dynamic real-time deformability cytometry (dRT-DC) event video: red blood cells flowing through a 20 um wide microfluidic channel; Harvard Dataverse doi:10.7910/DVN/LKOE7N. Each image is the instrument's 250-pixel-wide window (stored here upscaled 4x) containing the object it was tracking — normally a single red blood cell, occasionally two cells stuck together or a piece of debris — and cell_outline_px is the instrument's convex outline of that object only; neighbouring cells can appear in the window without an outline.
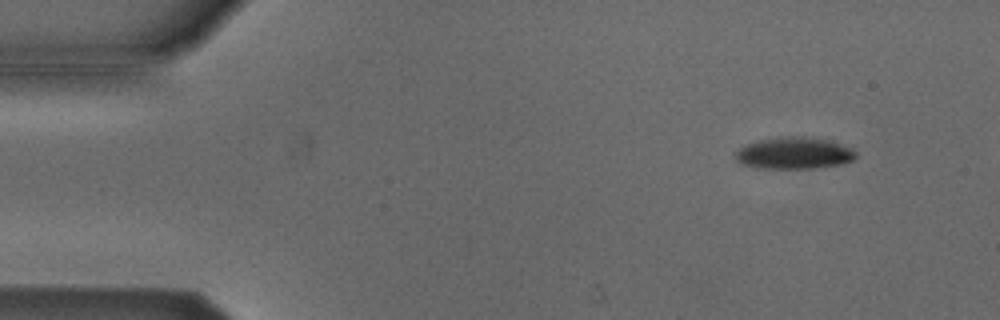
{"species": "Egyptian fruit bat (a non-hibernating species)", "species_latin": "Rousettus aegyptiacus", "temperature_condition": "cold", "stored_images_in_passage": 52, "camera_frame_rate_fps": 3000, "um_per_image_px": 0.085, "animal": {"sex": "male"}, "frame": {"image": 1, "passage_image": 6, "time_ms": 1.667, "image_size_px": [1000, 320], "cell_outline_px": [[856, 156], [852, 160], [840, 164], [820, 168], [756, 168], [740, 164], [732, 156], [732, 152], [744, 144], [760, 140], [780, 136], [800, 136], [832, 140], [852, 148], [856, 152]], "centroid_in_image_um": [67.43, 13.01], "position_along_channel_um": 17.6, "area_um2": 22.83}}
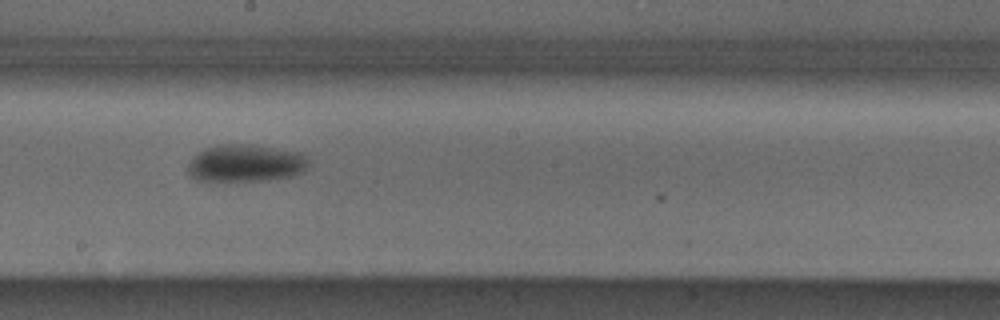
{"frame": {"image": 2, "passage_image": 30, "time_ms": 9.667, "image_size_px": [1000, 320], "cell_outline_px": [[308, 168], [304, 172], [292, 176], [268, 180], [196, 180], [188, 172], [188, 164], [196, 152], [204, 148], [216, 144], [252, 144], [300, 152], [308, 160]], "centroid_in_image_um": [20.88, 13.85], "position_along_channel_um": 227.3, "area_um2": 26.41}}
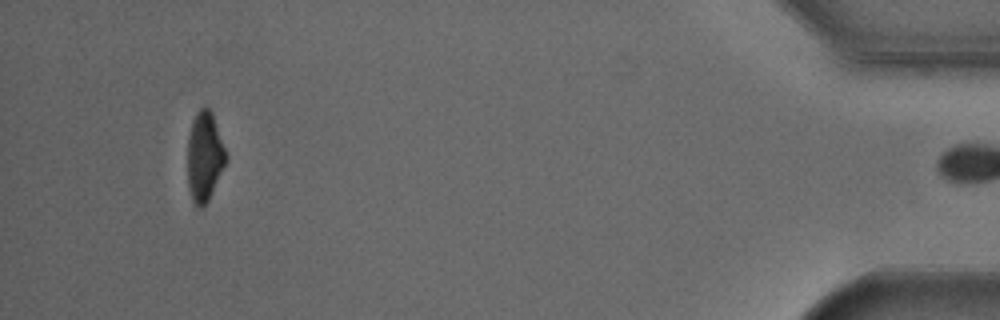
{"frame": {"image": 3, "passage_image": 51, "time_ms": 16.667, "image_size_px": [1000, 320], "cell_outline_px": [[228, 156], [208, 200], [200, 208], [192, 200], [188, 188], [188, 136], [196, 112], [204, 104], [212, 112]], "centroid_in_image_um": [17.38, 13.26], "position_along_channel_um": 417.8, "area_um2": 19.77}, "authors_computed_cell_mechanics": {"area_um2": 23.8425, "velocity_mm_per_s": 3.8185, "shape_relaxation_time_tau1_ms": 2.4234, "shape_relaxation_time_tau2_ms": null, "deformation_change_tau1": 0.0868, "deformation_change_tau2": null}}